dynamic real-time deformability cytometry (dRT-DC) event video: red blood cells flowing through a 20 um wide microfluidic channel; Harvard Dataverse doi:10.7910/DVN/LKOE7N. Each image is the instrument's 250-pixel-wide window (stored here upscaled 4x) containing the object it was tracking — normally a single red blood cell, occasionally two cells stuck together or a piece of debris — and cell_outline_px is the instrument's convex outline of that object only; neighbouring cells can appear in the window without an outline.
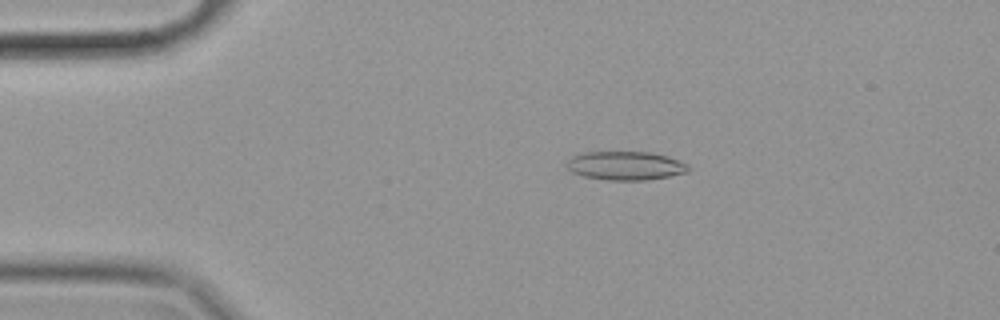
{"species": "common noctule bat (a hibernating species)", "species_latin": "Nyctalus noctula", "temperature_condition": "cold", "stored_images_in_passage": 50, "camera_frame_rate_fps": 3000, "um_per_image_px": 0.085, "animal": {"sex": "female", "body_mass_g": 19.9}, "frame": {"image": 1, "passage_image": 4, "time_ms": 1.0, "image_size_px": [1000, 320], "cell_outline_px": [[692, 168], [688, 172], [668, 176], [644, 180], [608, 180], [584, 176], [572, 172], [568, 168], [568, 160], [572, 156], [584, 152], [652, 152], [668, 156], [688, 164]], "centroid_in_image_um": [53.21, 14.08], "position_along_channel_um": 31.8, "area_um2": 20.29}}
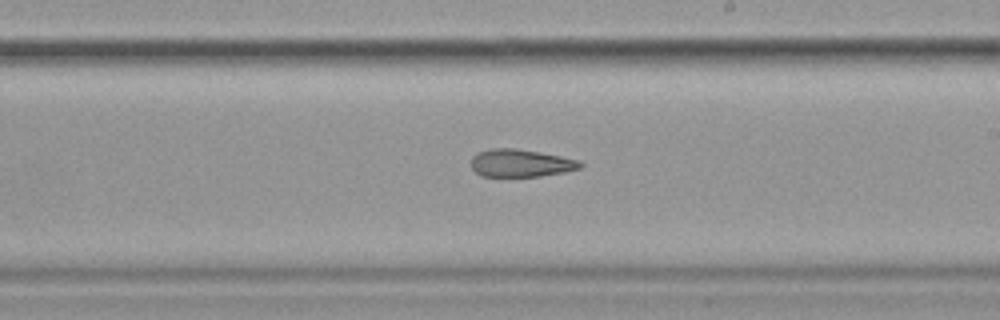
{"frame": {"image": 2, "passage_image": 26, "time_ms": 8.333, "image_size_px": [1000, 320], "cell_outline_px": [[584, 164], [580, 168], [564, 172], [540, 176], [480, 176], [472, 168], [472, 156], [476, 152], [488, 148], [516, 148], [560, 156], [580, 160]], "centroid_in_image_um": [44.24, 13.85], "position_along_channel_um": 244.8, "area_um2": 17.63}}
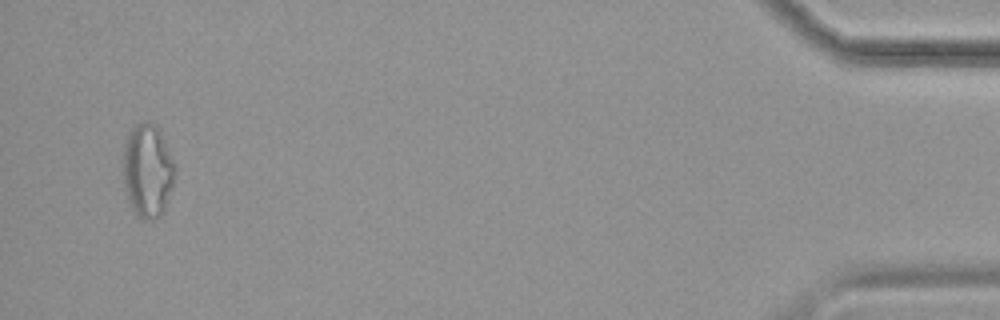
{"frame": {"image": 3, "passage_image": 48, "time_ms": 15.667, "image_size_px": [1000, 320], "cell_outline_px": [[172, 188], [164, 208], [160, 216], [152, 220], [144, 220], [136, 216], [128, 200], [124, 184], [120, 160], [124, 144], [128, 132], [136, 124], [148, 120], [156, 124], [160, 128], [172, 164]], "centroid_in_image_um": [12.46, 14.48], "position_along_channel_um": 422.7, "area_um2": 28.32}, "authors_computed_cell_mechanics": {"area_um2": 20.2011, "velocity_mm_per_s": 3.5157, "shape_relaxation_time_tau1_ms": null, "shape_relaxation_time_tau2_ms": 3.4441, "deformation_change_tau1": null, "deformation_change_tau2": 0.1323}}